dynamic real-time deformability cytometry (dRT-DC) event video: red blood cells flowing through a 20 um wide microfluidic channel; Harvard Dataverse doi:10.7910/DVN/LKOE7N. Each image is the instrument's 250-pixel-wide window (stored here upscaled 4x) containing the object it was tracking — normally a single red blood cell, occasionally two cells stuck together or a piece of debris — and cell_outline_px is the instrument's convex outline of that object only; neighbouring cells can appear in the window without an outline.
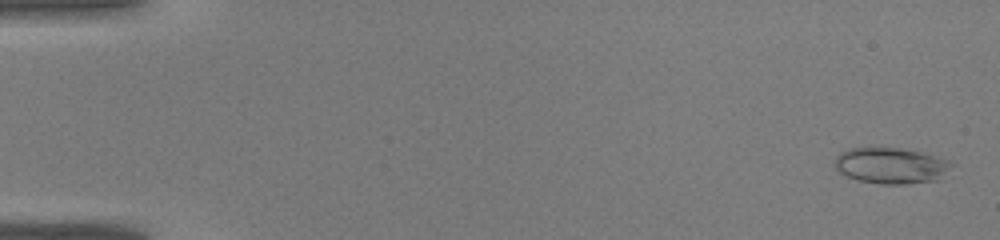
{"species": "common noctule bat (a hibernating species)", "species_latin": "Nyctalus noctula", "temperature_condition": "warm", "stored_images_in_passage": 15, "camera_frame_rate_fps": 3000, "um_per_image_px": 0.085, "animal": {"sex": "male", "body_mass_g": 19.0, "forearm_length_mm": 50.8}, "frame": {"image": 1, "passage_image": 2, "time_ms": 0.333, "image_size_px": [1000, 240], "cell_outline_px": [[956, 164], [936, 180], [908, 184], [880, 184], [860, 180], [848, 176], [840, 172], [836, 168], [836, 156], [840, 152], [848, 148], [900, 148], [920, 152], [948, 160]], "centroid_in_image_um": [75.75, 14.07], "position_along_channel_um": 9.3, "area_um2": 24.28}}
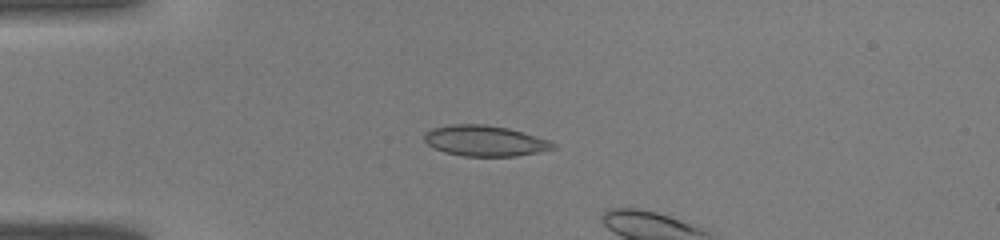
{"frame": {"image": 2, "passage_image": 12, "time_ms": 3.667, "image_size_px": [1000, 240], "cell_outline_px": [[556, 148], [540, 152], [516, 156], [464, 156], [444, 152], [432, 148], [424, 140], [424, 132], [432, 128], [452, 124], [484, 124], [508, 128], [536, 136], [548, 140], [556, 144]], "centroid_in_image_um": [41.19, 11.97], "position_along_channel_um": 43.8, "area_um2": 23.12}}